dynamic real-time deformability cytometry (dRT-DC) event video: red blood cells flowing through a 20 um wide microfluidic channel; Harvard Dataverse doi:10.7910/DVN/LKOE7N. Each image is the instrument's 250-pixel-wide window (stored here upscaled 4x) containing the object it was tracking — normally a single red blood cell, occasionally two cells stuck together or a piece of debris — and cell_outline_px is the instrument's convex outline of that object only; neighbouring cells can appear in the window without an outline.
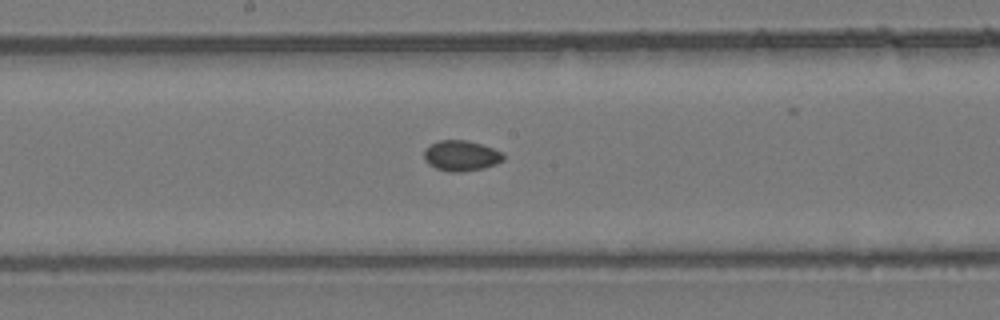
{"species": "common noctule bat (a hibernating species)", "species_latin": "Nyctalus noctula", "temperature_condition": "room temperature", "stored_images_in_passage": 8, "segment_of_instrument_passage": [1, 2], "camera_frame_rate_fps": 3000, "um_per_image_px": 0.085, "animal": {"sex": "female", "body_mass_g": 24.6, "forearm_length_mm": 56.2}, "frame": {"image": 1, "passage_image": 7, "time_ms": 8.0, "image_size_px": [1000, 320], "cell_outline_px": [[504, 160], [496, 164], [484, 168], [460, 172], [452, 172], [436, 168], [428, 164], [424, 160], [424, 148], [440, 140], [468, 140], [492, 148], [500, 152], [504, 156]], "centroid_in_image_um": [39.18, 13.24], "position_along_channel_um": 209.0, "area_um2": 14.05}}